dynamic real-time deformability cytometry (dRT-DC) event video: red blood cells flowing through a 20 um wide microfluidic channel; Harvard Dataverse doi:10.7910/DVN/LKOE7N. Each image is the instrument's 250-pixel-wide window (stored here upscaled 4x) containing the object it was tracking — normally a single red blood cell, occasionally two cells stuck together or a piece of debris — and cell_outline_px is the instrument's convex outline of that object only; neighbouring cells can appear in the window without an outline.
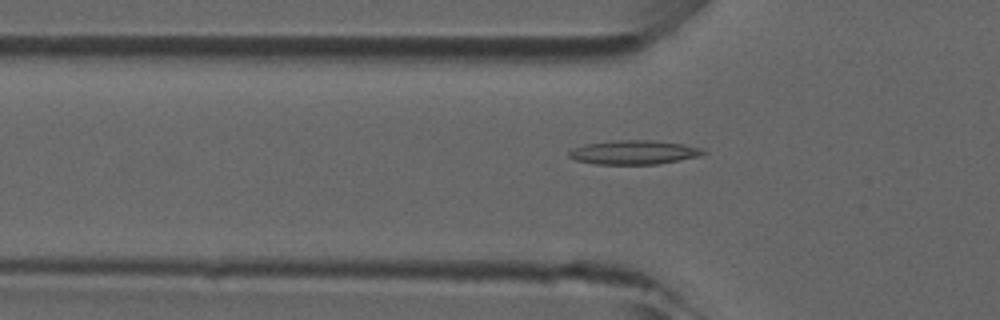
{"species": "common noctule bat (a hibernating species)", "species_latin": "Nyctalus noctula", "temperature_condition": "room temperature", "stored_images_in_passage": 35, "camera_frame_rate_fps": 3000, "um_per_image_px": 0.085, "animal": {"sex": "male", "forearm_length_mm": 52.5}, "frame": {"image": 1, "passage_image": 6, "time_ms": 1.667, "image_size_px": [1000, 320], "cell_outline_px": [[708, 152], [700, 156], [656, 164], [596, 164], [576, 160], [568, 156], [568, 152], [572, 148], [584, 144], [616, 140], [652, 140], [684, 144], [704, 148]], "centroid_in_image_um": [53.9, 12.94], "position_along_channel_um": 71.9, "area_um2": 18.9}}
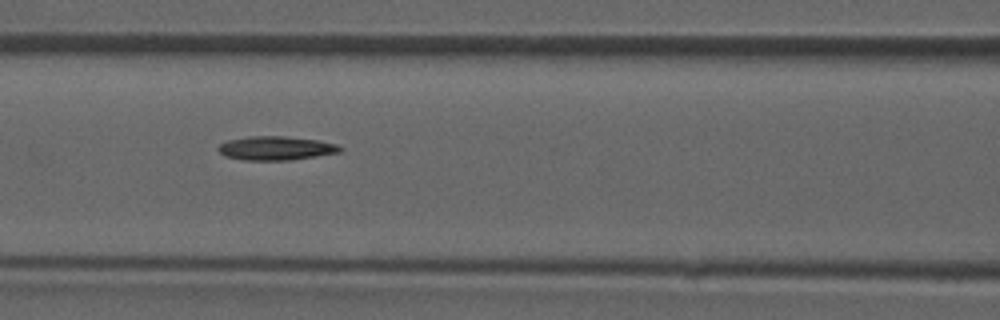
{"frame": {"image": 2, "passage_image": 11, "time_ms": 3.333, "image_size_px": [1000, 320], "cell_outline_px": [[344, 148], [340, 152], [316, 156], [288, 160], [244, 160], [224, 156], [216, 148], [220, 144], [228, 140], [248, 136], [284, 136], [316, 140], [336, 144]], "centroid_in_image_um": [23.42, 12.59], "position_along_channel_um": 143.2, "area_um2": 16.88}}